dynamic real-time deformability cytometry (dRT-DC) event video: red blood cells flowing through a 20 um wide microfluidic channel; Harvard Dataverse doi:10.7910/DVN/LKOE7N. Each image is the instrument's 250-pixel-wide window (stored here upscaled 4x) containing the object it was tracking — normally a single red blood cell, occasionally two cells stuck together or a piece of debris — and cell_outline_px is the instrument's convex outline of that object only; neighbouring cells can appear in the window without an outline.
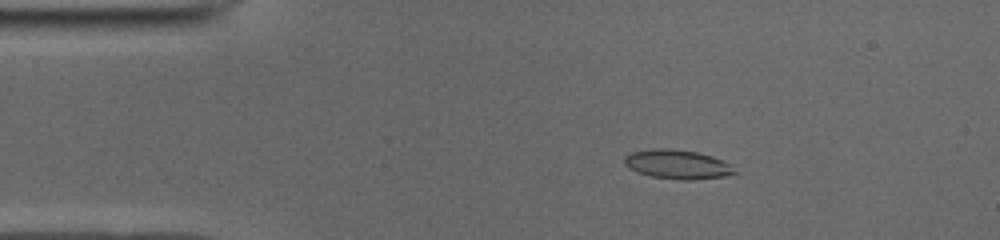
{"species": "common noctule bat (a hibernating species)", "species_latin": "Nyctalus noctula", "temperature_condition": "cold", "stored_images_in_passage": 51, "camera_frame_rate_fps": 3000, "um_per_image_px": 0.085, "animal": {"sex": "male", "body_mass_g": 19.0, "forearm_length_mm": 50.8}, "frame": {"image": 1, "passage_image": 9, "time_ms": 2.667, "image_size_px": [1000, 240], "cell_outline_px": [[736, 172], [724, 176], [688, 180], [684, 180], [652, 176], [636, 172], [628, 168], [624, 164], [624, 156], [632, 152], [652, 148], [672, 148], [696, 152], [712, 156], [724, 160]], "centroid_in_image_um": [57.52, 13.95], "position_along_channel_um": 27.5, "area_um2": 18.61}}
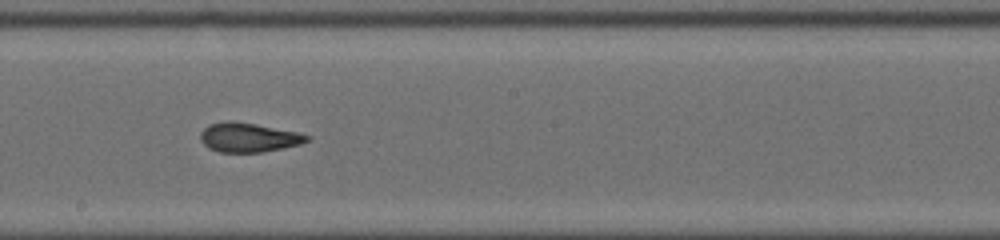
{"frame": {"image": 2, "passage_image": 28, "time_ms": 9.0, "image_size_px": [1000, 240], "cell_outline_px": [[308, 140], [300, 144], [260, 152], [220, 152], [208, 148], [200, 140], [200, 132], [208, 124], [224, 120], [232, 120], [256, 124], [296, 132], [308, 136]], "centroid_in_image_um": [21.03, 11.66], "position_along_channel_um": 227.2, "area_um2": 18.03}}
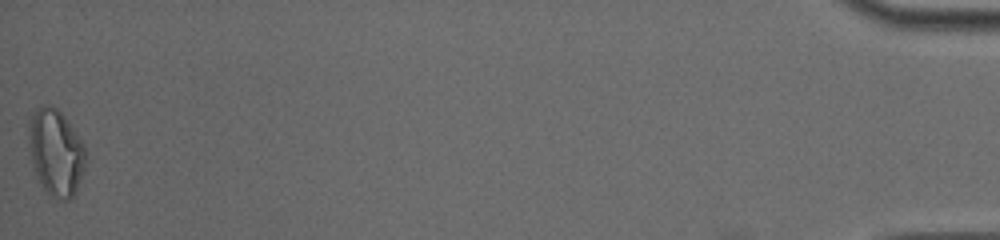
{"frame": {"image": 3, "passage_image": 51, "time_ms": 16.667, "image_size_px": [1000, 240], "cell_outline_px": [[84, 168], [76, 188], [72, 196], [68, 200], [56, 200], [44, 188], [32, 164], [28, 140], [28, 120], [36, 108], [40, 104], [52, 104], [64, 116], [84, 144]], "centroid_in_image_um": [4.71, 12.89], "position_along_channel_um": 430.5, "area_um2": 28.38}, "authors_computed_cell_mechanics": {"area_um2": 18.4382, "velocity_mm_per_s": 3.962, "shape_relaxation_time_tau1_ms": null, "shape_relaxation_time_tau2_ms": 1.5365, "deformation_change_tau1": null, "deformation_change_tau2": 0.0778}}